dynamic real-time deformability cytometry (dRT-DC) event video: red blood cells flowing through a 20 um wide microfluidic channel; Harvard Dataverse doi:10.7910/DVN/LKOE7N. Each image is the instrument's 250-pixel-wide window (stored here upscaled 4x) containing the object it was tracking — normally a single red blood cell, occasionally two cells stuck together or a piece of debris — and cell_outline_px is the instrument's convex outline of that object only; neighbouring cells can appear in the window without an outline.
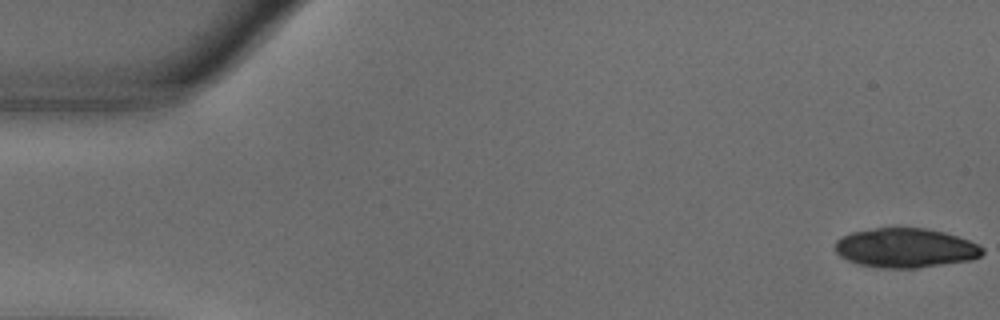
{"species": "common noctule bat (a hibernating species)", "species_latin": "Nyctalus noctula", "temperature_condition": "warm", "stored_images_in_passage": 26, "camera_frame_rate_fps": 3000, "um_per_image_px": 0.085, "animal": {"sex": "male", "body_mass_g": 18.8}, "frame": {"image": 1, "passage_image": 1, "time_ms": 0.0, "image_size_px": [1000, 320], "cell_outline_px": [[984, 252], [980, 256], [972, 260], [916, 268], [880, 268], [860, 264], [848, 260], [840, 256], [836, 252], [836, 240], [852, 232], [876, 228], [928, 228], [944, 232], [968, 240], [984, 248]], "centroid_in_image_um": [76.98, 21.08], "position_along_channel_um": 8.0, "area_um2": 33.64}}
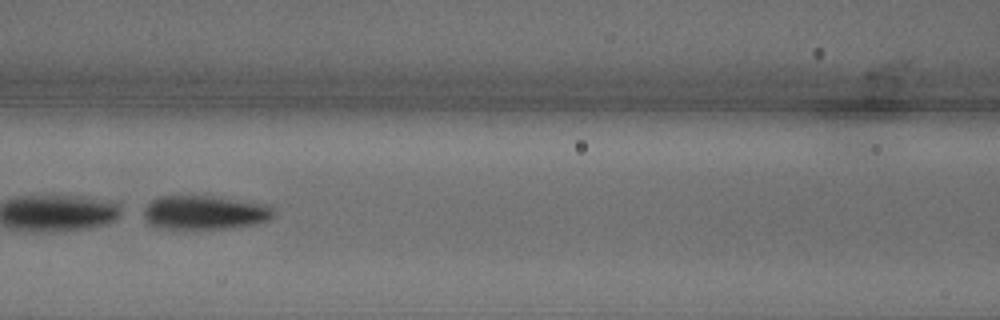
{"frame": {"image": 2, "passage_image": 24, "time_ms": 7.667, "image_size_px": [1000, 320], "cell_outline_px": [[272, 216], [268, 220], [256, 224], [228, 228], [156, 228], [148, 224], [144, 216], [144, 208], [152, 200], [160, 196], [212, 196], [268, 204], [272, 208]], "centroid_in_image_um": [17.38, 18.06], "position_along_channel_um": 149.2, "area_um2": 25.55}}